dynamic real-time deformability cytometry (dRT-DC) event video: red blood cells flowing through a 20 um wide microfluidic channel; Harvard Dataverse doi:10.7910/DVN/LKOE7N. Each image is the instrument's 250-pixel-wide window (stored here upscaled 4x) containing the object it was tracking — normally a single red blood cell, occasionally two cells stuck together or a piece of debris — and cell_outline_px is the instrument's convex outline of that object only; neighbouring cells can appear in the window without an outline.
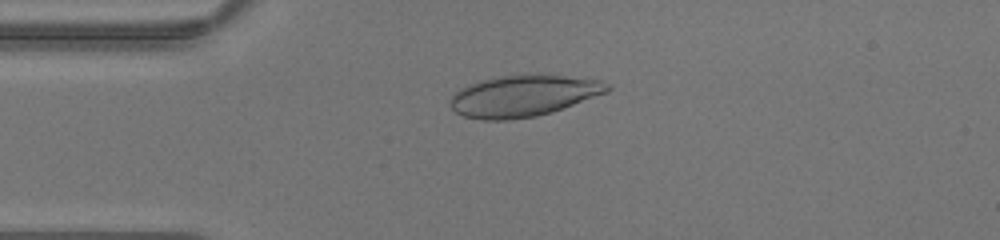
{"species": "human", "species_latin": "Homo sapiens", "temperature_condition": "warm", "stored_images_in_passage": 42, "camera_frame_rate_fps": 3000, "um_per_image_px": 0.085, "donor": {"sex": "male"}, "frame": {"image": 1, "passage_image": 10, "time_ms": 3.0, "image_size_px": [1000, 240], "cell_outline_px": [[612, 88], [608, 92], [552, 112], [536, 116], [508, 120], [480, 120], [464, 116], [456, 112], [448, 104], [452, 96], [460, 88], [468, 84], [480, 80], [496, 76], [540, 72], [600, 80], [608, 84]], "centroid_in_image_um": [44.49, 8.11], "position_along_channel_um": 40.5, "area_um2": 38.67}}
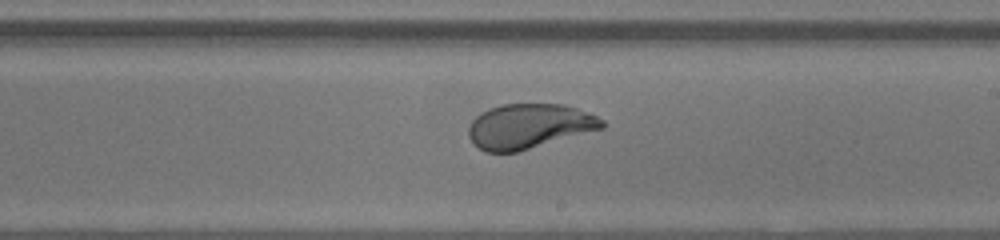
{"frame": {"image": 2, "passage_image": 24, "time_ms": 7.667, "image_size_px": [1000, 240], "cell_outline_px": [[604, 128], [516, 152], [484, 152], [468, 136], [468, 128], [472, 120], [480, 112], [488, 108], [500, 104], [564, 104], [576, 108], [596, 116], [604, 120]], "centroid_in_image_um": [44.95, 10.71], "position_along_channel_um": 244.1, "area_um2": 34.68}}
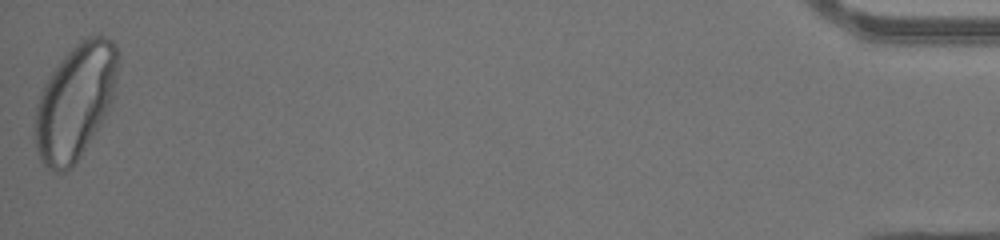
{"frame": {"image": 3, "passage_image": 42, "time_ms": 13.667, "image_size_px": [1000, 240], "cell_outline_px": [[120, 56], [112, 100], [100, 124], [80, 156], [64, 172], [48, 172], [40, 160], [36, 148], [36, 104], [44, 84], [52, 72], [64, 56], [80, 40], [88, 36], [100, 32], [112, 40], [116, 44]], "centroid_in_image_um": [6.41, 8.59], "position_along_channel_um": 428.8, "area_um2": 55.37}}